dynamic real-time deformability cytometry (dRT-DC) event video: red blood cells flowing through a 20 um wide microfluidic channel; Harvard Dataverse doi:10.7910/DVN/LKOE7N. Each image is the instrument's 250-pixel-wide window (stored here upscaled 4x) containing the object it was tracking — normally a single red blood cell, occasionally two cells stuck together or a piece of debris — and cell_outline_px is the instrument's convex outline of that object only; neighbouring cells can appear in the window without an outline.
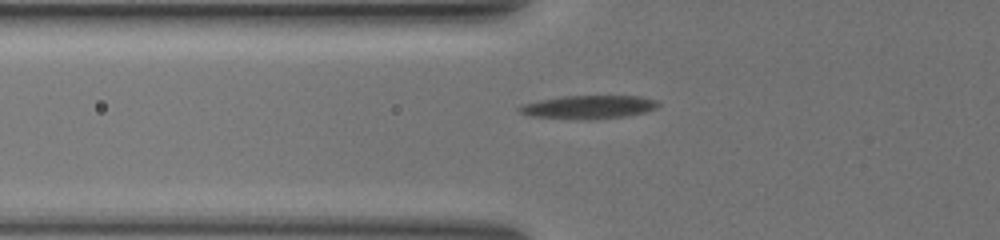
{"species": "common noctule bat (a hibernating species)", "species_latin": "Nyctalus noctula", "temperature_condition": "warm", "stored_images_in_passage": 36, "camera_frame_rate_fps": 3000, "um_per_image_px": 0.085, "animal": {"sex": "female", "body_mass_g": 19.5, "forearm_length_mm": 54.1}, "frame": {"image": 1, "passage_image": 2, "time_ms": 0.333, "image_size_px": [1000, 240], "cell_outline_px": [[660, 104], [644, 112], [624, 116], [592, 120], [588, 120], [532, 116], [520, 112], [516, 108], [520, 104], [560, 96], [640, 96], [656, 100]], "centroid_in_image_um": [49.97, 9.09], "position_along_channel_um": 75.8, "area_um2": 18.79}}
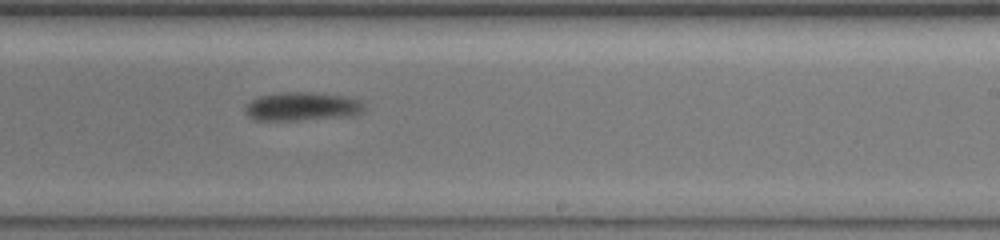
{"frame": {"image": 2, "passage_image": 17, "time_ms": 5.333, "image_size_px": [1000, 240], "cell_outline_px": [[364, 108], [360, 112], [352, 116], [296, 120], [256, 120], [248, 116], [248, 104], [252, 100], [260, 96], [280, 92], [312, 92], [344, 96], [360, 100], [364, 104]], "centroid_in_image_um": [25.72, 9.04], "position_along_channel_um": 263.3, "area_um2": 19.54}}
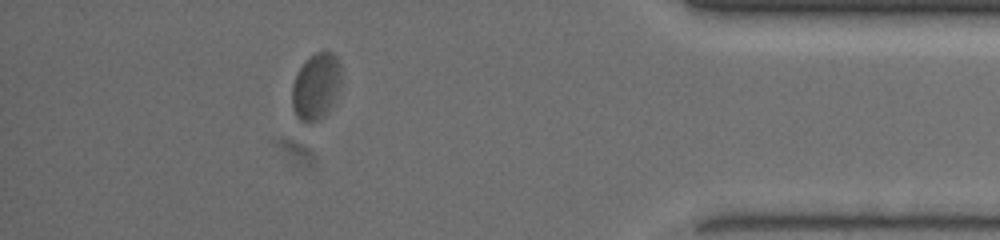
{"frame": {"image": 3, "passage_image": 31, "time_ms": 10.0, "image_size_px": [1000, 240], "cell_outline_px": [[340, 84], [336, 96], [328, 112], [324, 116], [308, 124], [300, 120], [296, 116], [292, 104], [292, 84], [304, 60], [316, 52], [332, 52], [336, 56], [340, 64]], "centroid_in_image_um": [26.85, 7.35], "position_along_channel_um": 408.3, "area_um2": 19.02}, "authors_computed_cell_mechanics": {"area_um2": 19.5364, "velocity_mm_per_s": 3.7945, "shape_relaxation_time_tau1_ms": 3.9863, "shape_relaxation_time_tau2_ms": 2.4979, "deformation_change_tau1": 0.1644, "deformation_change_tau2": 0.0448}}